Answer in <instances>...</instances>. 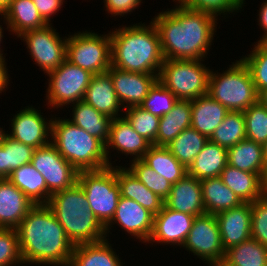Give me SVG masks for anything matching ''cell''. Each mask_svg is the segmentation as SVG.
I'll return each mask as SVG.
<instances>
[{
  "mask_svg": "<svg viewBox=\"0 0 267 266\" xmlns=\"http://www.w3.org/2000/svg\"><path fill=\"white\" fill-rule=\"evenodd\" d=\"M173 2L174 8L162 10L151 19L159 32L164 59L205 60L214 42L218 17Z\"/></svg>",
  "mask_w": 267,
  "mask_h": 266,
  "instance_id": "6da1fadb",
  "label": "cell"
},
{
  "mask_svg": "<svg viewBox=\"0 0 267 266\" xmlns=\"http://www.w3.org/2000/svg\"><path fill=\"white\" fill-rule=\"evenodd\" d=\"M16 230L24 266H69L74 244L47 204H36Z\"/></svg>",
  "mask_w": 267,
  "mask_h": 266,
  "instance_id": "7a4b0ae2",
  "label": "cell"
},
{
  "mask_svg": "<svg viewBox=\"0 0 267 266\" xmlns=\"http://www.w3.org/2000/svg\"><path fill=\"white\" fill-rule=\"evenodd\" d=\"M113 29L109 31L111 66L134 73H160L165 59L159 32L152 20L148 25L139 22Z\"/></svg>",
  "mask_w": 267,
  "mask_h": 266,
  "instance_id": "3957f363",
  "label": "cell"
},
{
  "mask_svg": "<svg viewBox=\"0 0 267 266\" xmlns=\"http://www.w3.org/2000/svg\"><path fill=\"white\" fill-rule=\"evenodd\" d=\"M47 205L74 245L94 243L106 238L105 228L90 210L85 193L78 183L52 194Z\"/></svg>",
  "mask_w": 267,
  "mask_h": 266,
  "instance_id": "277c9868",
  "label": "cell"
},
{
  "mask_svg": "<svg viewBox=\"0 0 267 266\" xmlns=\"http://www.w3.org/2000/svg\"><path fill=\"white\" fill-rule=\"evenodd\" d=\"M51 143L78 172L109 166L105 144L65 117L53 115Z\"/></svg>",
  "mask_w": 267,
  "mask_h": 266,
  "instance_id": "5b68a950",
  "label": "cell"
},
{
  "mask_svg": "<svg viewBox=\"0 0 267 266\" xmlns=\"http://www.w3.org/2000/svg\"><path fill=\"white\" fill-rule=\"evenodd\" d=\"M207 94L229 111L244 112L258 101L251 73L241 57L225 71L211 69Z\"/></svg>",
  "mask_w": 267,
  "mask_h": 266,
  "instance_id": "8992f818",
  "label": "cell"
},
{
  "mask_svg": "<svg viewBox=\"0 0 267 266\" xmlns=\"http://www.w3.org/2000/svg\"><path fill=\"white\" fill-rule=\"evenodd\" d=\"M204 61L164 60L158 81L178 100H195L208 93L211 69L205 65Z\"/></svg>",
  "mask_w": 267,
  "mask_h": 266,
  "instance_id": "52a82bcc",
  "label": "cell"
},
{
  "mask_svg": "<svg viewBox=\"0 0 267 266\" xmlns=\"http://www.w3.org/2000/svg\"><path fill=\"white\" fill-rule=\"evenodd\" d=\"M77 183L82 187L90 210L105 228L114 217L120 198L116 166L80 171Z\"/></svg>",
  "mask_w": 267,
  "mask_h": 266,
  "instance_id": "ba28073f",
  "label": "cell"
},
{
  "mask_svg": "<svg viewBox=\"0 0 267 266\" xmlns=\"http://www.w3.org/2000/svg\"><path fill=\"white\" fill-rule=\"evenodd\" d=\"M66 60L92 74L106 73L111 67L110 33L97 34L93 30L67 34Z\"/></svg>",
  "mask_w": 267,
  "mask_h": 266,
  "instance_id": "9c48e42d",
  "label": "cell"
},
{
  "mask_svg": "<svg viewBox=\"0 0 267 266\" xmlns=\"http://www.w3.org/2000/svg\"><path fill=\"white\" fill-rule=\"evenodd\" d=\"M46 105L48 108H69L70 104L83 101L86 89L92 79L90 71L65 60L58 68L46 74ZM50 106V107H49Z\"/></svg>",
  "mask_w": 267,
  "mask_h": 266,
  "instance_id": "30bf717a",
  "label": "cell"
},
{
  "mask_svg": "<svg viewBox=\"0 0 267 266\" xmlns=\"http://www.w3.org/2000/svg\"><path fill=\"white\" fill-rule=\"evenodd\" d=\"M56 31L52 24H47L18 37L25 42L29 57L45 75L58 68L66 60L67 37H61Z\"/></svg>",
  "mask_w": 267,
  "mask_h": 266,
  "instance_id": "8fae6325",
  "label": "cell"
},
{
  "mask_svg": "<svg viewBox=\"0 0 267 266\" xmlns=\"http://www.w3.org/2000/svg\"><path fill=\"white\" fill-rule=\"evenodd\" d=\"M206 264H221L225 256L216 215L195 216L191 230L182 246Z\"/></svg>",
  "mask_w": 267,
  "mask_h": 266,
  "instance_id": "7c38bea8",
  "label": "cell"
},
{
  "mask_svg": "<svg viewBox=\"0 0 267 266\" xmlns=\"http://www.w3.org/2000/svg\"><path fill=\"white\" fill-rule=\"evenodd\" d=\"M31 164L41 173L52 194L69 189L77 183L78 171L49 143L34 150Z\"/></svg>",
  "mask_w": 267,
  "mask_h": 266,
  "instance_id": "4fadbf2b",
  "label": "cell"
},
{
  "mask_svg": "<svg viewBox=\"0 0 267 266\" xmlns=\"http://www.w3.org/2000/svg\"><path fill=\"white\" fill-rule=\"evenodd\" d=\"M16 112L18 113L13 114L10 119L9 137L35 149L51 143L52 115L47 118L33 105L25 106Z\"/></svg>",
  "mask_w": 267,
  "mask_h": 266,
  "instance_id": "5bb4252c",
  "label": "cell"
},
{
  "mask_svg": "<svg viewBox=\"0 0 267 266\" xmlns=\"http://www.w3.org/2000/svg\"><path fill=\"white\" fill-rule=\"evenodd\" d=\"M113 225H118L123 232H126L124 234H129L131 238L134 237L139 242L147 245L153 232L154 214L136 201L120 196L114 217L105 227L107 239H109V234H112L110 230H114L111 228L115 227Z\"/></svg>",
  "mask_w": 267,
  "mask_h": 266,
  "instance_id": "9a60e30c",
  "label": "cell"
},
{
  "mask_svg": "<svg viewBox=\"0 0 267 266\" xmlns=\"http://www.w3.org/2000/svg\"><path fill=\"white\" fill-rule=\"evenodd\" d=\"M194 218L193 215L175 211L163 205L161 211L154 215L153 232L147 244L157 243L182 248Z\"/></svg>",
  "mask_w": 267,
  "mask_h": 266,
  "instance_id": "2e32d148",
  "label": "cell"
},
{
  "mask_svg": "<svg viewBox=\"0 0 267 266\" xmlns=\"http://www.w3.org/2000/svg\"><path fill=\"white\" fill-rule=\"evenodd\" d=\"M152 144L143 136L139 135L123 116L112 119L109 131V137L105 144L106 156L109 166H115V161L111 160V153L130 156L129 162L142 159ZM111 149V150H110ZM115 151H114V150ZM110 155V156H109ZM133 157V158H132ZM112 161V162H111Z\"/></svg>",
  "mask_w": 267,
  "mask_h": 266,
  "instance_id": "e0dca14e",
  "label": "cell"
},
{
  "mask_svg": "<svg viewBox=\"0 0 267 266\" xmlns=\"http://www.w3.org/2000/svg\"><path fill=\"white\" fill-rule=\"evenodd\" d=\"M107 73L111 76L117 98L123 110L140 106L150 89L158 81L159 74H143L123 71L111 66Z\"/></svg>",
  "mask_w": 267,
  "mask_h": 266,
  "instance_id": "ac0fdd59",
  "label": "cell"
},
{
  "mask_svg": "<svg viewBox=\"0 0 267 266\" xmlns=\"http://www.w3.org/2000/svg\"><path fill=\"white\" fill-rule=\"evenodd\" d=\"M216 219L225 250L251 238V203L220 212Z\"/></svg>",
  "mask_w": 267,
  "mask_h": 266,
  "instance_id": "d6986e66",
  "label": "cell"
},
{
  "mask_svg": "<svg viewBox=\"0 0 267 266\" xmlns=\"http://www.w3.org/2000/svg\"><path fill=\"white\" fill-rule=\"evenodd\" d=\"M164 205L169 209L193 216L205 214L200 180L187 173L175 184H172Z\"/></svg>",
  "mask_w": 267,
  "mask_h": 266,
  "instance_id": "ffe728a7",
  "label": "cell"
},
{
  "mask_svg": "<svg viewBox=\"0 0 267 266\" xmlns=\"http://www.w3.org/2000/svg\"><path fill=\"white\" fill-rule=\"evenodd\" d=\"M34 206L10 180L0 179V228L16 229Z\"/></svg>",
  "mask_w": 267,
  "mask_h": 266,
  "instance_id": "44dd1931",
  "label": "cell"
},
{
  "mask_svg": "<svg viewBox=\"0 0 267 266\" xmlns=\"http://www.w3.org/2000/svg\"><path fill=\"white\" fill-rule=\"evenodd\" d=\"M83 101L111 119L123 116V107L117 98L112 78L107 72L92 76Z\"/></svg>",
  "mask_w": 267,
  "mask_h": 266,
  "instance_id": "7402d4cb",
  "label": "cell"
},
{
  "mask_svg": "<svg viewBox=\"0 0 267 266\" xmlns=\"http://www.w3.org/2000/svg\"><path fill=\"white\" fill-rule=\"evenodd\" d=\"M220 178L243 203L254 202L266 194L265 181L256 173L242 171L227 164Z\"/></svg>",
  "mask_w": 267,
  "mask_h": 266,
  "instance_id": "603a6c76",
  "label": "cell"
},
{
  "mask_svg": "<svg viewBox=\"0 0 267 266\" xmlns=\"http://www.w3.org/2000/svg\"><path fill=\"white\" fill-rule=\"evenodd\" d=\"M109 240L74 245L69 266H123Z\"/></svg>",
  "mask_w": 267,
  "mask_h": 266,
  "instance_id": "cb8c5ba5",
  "label": "cell"
},
{
  "mask_svg": "<svg viewBox=\"0 0 267 266\" xmlns=\"http://www.w3.org/2000/svg\"><path fill=\"white\" fill-rule=\"evenodd\" d=\"M229 110L208 94L191 101V127L208 139L222 123Z\"/></svg>",
  "mask_w": 267,
  "mask_h": 266,
  "instance_id": "d4e9b609",
  "label": "cell"
},
{
  "mask_svg": "<svg viewBox=\"0 0 267 266\" xmlns=\"http://www.w3.org/2000/svg\"><path fill=\"white\" fill-rule=\"evenodd\" d=\"M126 166L116 164V180L120 195L136 201L154 215L158 214L164 201L139 181Z\"/></svg>",
  "mask_w": 267,
  "mask_h": 266,
  "instance_id": "484cf974",
  "label": "cell"
},
{
  "mask_svg": "<svg viewBox=\"0 0 267 266\" xmlns=\"http://www.w3.org/2000/svg\"><path fill=\"white\" fill-rule=\"evenodd\" d=\"M10 34L18 38L23 33L47 25L35 7L33 0H11L3 12ZM12 32V33H11Z\"/></svg>",
  "mask_w": 267,
  "mask_h": 266,
  "instance_id": "4316f807",
  "label": "cell"
},
{
  "mask_svg": "<svg viewBox=\"0 0 267 266\" xmlns=\"http://www.w3.org/2000/svg\"><path fill=\"white\" fill-rule=\"evenodd\" d=\"M227 156L228 165L256 173L265 181L267 169L263 157V145L246 138L228 148Z\"/></svg>",
  "mask_w": 267,
  "mask_h": 266,
  "instance_id": "83f0119b",
  "label": "cell"
},
{
  "mask_svg": "<svg viewBox=\"0 0 267 266\" xmlns=\"http://www.w3.org/2000/svg\"><path fill=\"white\" fill-rule=\"evenodd\" d=\"M228 164L227 149L208 140L202 151L195 157L188 167V174L204 180L220 177L221 172Z\"/></svg>",
  "mask_w": 267,
  "mask_h": 266,
  "instance_id": "f1b7e54d",
  "label": "cell"
},
{
  "mask_svg": "<svg viewBox=\"0 0 267 266\" xmlns=\"http://www.w3.org/2000/svg\"><path fill=\"white\" fill-rule=\"evenodd\" d=\"M68 120L74 125L84 129L88 134L100 139L106 144L112 119L97 111L84 101H78L70 105Z\"/></svg>",
  "mask_w": 267,
  "mask_h": 266,
  "instance_id": "f546056e",
  "label": "cell"
},
{
  "mask_svg": "<svg viewBox=\"0 0 267 266\" xmlns=\"http://www.w3.org/2000/svg\"><path fill=\"white\" fill-rule=\"evenodd\" d=\"M189 127H191V101L177 100L169 113L160 118L155 145L167 146Z\"/></svg>",
  "mask_w": 267,
  "mask_h": 266,
  "instance_id": "4dcf8cb0",
  "label": "cell"
},
{
  "mask_svg": "<svg viewBox=\"0 0 267 266\" xmlns=\"http://www.w3.org/2000/svg\"><path fill=\"white\" fill-rule=\"evenodd\" d=\"M204 208L207 214L220 212L240 206L243 202L231 191L220 177L200 181Z\"/></svg>",
  "mask_w": 267,
  "mask_h": 266,
  "instance_id": "1f68e13d",
  "label": "cell"
},
{
  "mask_svg": "<svg viewBox=\"0 0 267 266\" xmlns=\"http://www.w3.org/2000/svg\"><path fill=\"white\" fill-rule=\"evenodd\" d=\"M35 205L48 204L49 190L44 177L29 163L15 169L7 178Z\"/></svg>",
  "mask_w": 267,
  "mask_h": 266,
  "instance_id": "d6a6232c",
  "label": "cell"
},
{
  "mask_svg": "<svg viewBox=\"0 0 267 266\" xmlns=\"http://www.w3.org/2000/svg\"><path fill=\"white\" fill-rule=\"evenodd\" d=\"M141 160L171 184H175L188 173V169L166 146L151 145Z\"/></svg>",
  "mask_w": 267,
  "mask_h": 266,
  "instance_id": "836d02e7",
  "label": "cell"
},
{
  "mask_svg": "<svg viewBox=\"0 0 267 266\" xmlns=\"http://www.w3.org/2000/svg\"><path fill=\"white\" fill-rule=\"evenodd\" d=\"M221 266H267V247L251 237L225 250Z\"/></svg>",
  "mask_w": 267,
  "mask_h": 266,
  "instance_id": "e575fe53",
  "label": "cell"
},
{
  "mask_svg": "<svg viewBox=\"0 0 267 266\" xmlns=\"http://www.w3.org/2000/svg\"><path fill=\"white\" fill-rule=\"evenodd\" d=\"M209 139L192 127L184 129L166 147L187 169Z\"/></svg>",
  "mask_w": 267,
  "mask_h": 266,
  "instance_id": "d590c367",
  "label": "cell"
},
{
  "mask_svg": "<svg viewBox=\"0 0 267 266\" xmlns=\"http://www.w3.org/2000/svg\"><path fill=\"white\" fill-rule=\"evenodd\" d=\"M35 148L8 137L0 146V179L8 178L22 165L31 163Z\"/></svg>",
  "mask_w": 267,
  "mask_h": 266,
  "instance_id": "8d00e7d4",
  "label": "cell"
},
{
  "mask_svg": "<svg viewBox=\"0 0 267 266\" xmlns=\"http://www.w3.org/2000/svg\"><path fill=\"white\" fill-rule=\"evenodd\" d=\"M246 138V125L243 112L229 111L222 123L214 130L209 140L228 149Z\"/></svg>",
  "mask_w": 267,
  "mask_h": 266,
  "instance_id": "74e56055",
  "label": "cell"
},
{
  "mask_svg": "<svg viewBox=\"0 0 267 266\" xmlns=\"http://www.w3.org/2000/svg\"><path fill=\"white\" fill-rule=\"evenodd\" d=\"M252 51L241 56L243 62L247 65L254 85L259 94L267 90V44L265 42H254Z\"/></svg>",
  "mask_w": 267,
  "mask_h": 266,
  "instance_id": "f35d334b",
  "label": "cell"
},
{
  "mask_svg": "<svg viewBox=\"0 0 267 266\" xmlns=\"http://www.w3.org/2000/svg\"><path fill=\"white\" fill-rule=\"evenodd\" d=\"M129 164V165H128ZM128 169L141 181L149 190L165 201L170 193L172 184L160 176L141 159L127 163Z\"/></svg>",
  "mask_w": 267,
  "mask_h": 266,
  "instance_id": "ab89813d",
  "label": "cell"
},
{
  "mask_svg": "<svg viewBox=\"0 0 267 266\" xmlns=\"http://www.w3.org/2000/svg\"><path fill=\"white\" fill-rule=\"evenodd\" d=\"M124 117L132 128L152 145L157 138L160 117L149 113L140 106L129 107L124 110Z\"/></svg>",
  "mask_w": 267,
  "mask_h": 266,
  "instance_id": "60d3db41",
  "label": "cell"
},
{
  "mask_svg": "<svg viewBox=\"0 0 267 266\" xmlns=\"http://www.w3.org/2000/svg\"><path fill=\"white\" fill-rule=\"evenodd\" d=\"M246 137L260 145L267 141V108L259 101L244 112Z\"/></svg>",
  "mask_w": 267,
  "mask_h": 266,
  "instance_id": "b9f144b4",
  "label": "cell"
},
{
  "mask_svg": "<svg viewBox=\"0 0 267 266\" xmlns=\"http://www.w3.org/2000/svg\"><path fill=\"white\" fill-rule=\"evenodd\" d=\"M177 98L159 81L150 89L140 107L149 113L162 117L169 113Z\"/></svg>",
  "mask_w": 267,
  "mask_h": 266,
  "instance_id": "7bdbcfd3",
  "label": "cell"
},
{
  "mask_svg": "<svg viewBox=\"0 0 267 266\" xmlns=\"http://www.w3.org/2000/svg\"><path fill=\"white\" fill-rule=\"evenodd\" d=\"M181 4L196 10L206 11L216 15L219 20L229 18L228 14L241 13L245 6V0H177ZM222 15V16H221Z\"/></svg>",
  "mask_w": 267,
  "mask_h": 266,
  "instance_id": "ee69618b",
  "label": "cell"
},
{
  "mask_svg": "<svg viewBox=\"0 0 267 266\" xmlns=\"http://www.w3.org/2000/svg\"><path fill=\"white\" fill-rule=\"evenodd\" d=\"M24 266L18 241V232L12 228H0V266Z\"/></svg>",
  "mask_w": 267,
  "mask_h": 266,
  "instance_id": "f6af8a7d",
  "label": "cell"
},
{
  "mask_svg": "<svg viewBox=\"0 0 267 266\" xmlns=\"http://www.w3.org/2000/svg\"><path fill=\"white\" fill-rule=\"evenodd\" d=\"M251 237L267 247V194L251 202Z\"/></svg>",
  "mask_w": 267,
  "mask_h": 266,
  "instance_id": "bcb514c9",
  "label": "cell"
},
{
  "mask_svg": "<svg viewBox=\"0 0 267 266\" xmlns=\"http://www.w3.org/2000/svg\"><path fill=\"white\" fill-rule=\"evenodd\" d=\"M104 10L110 17H123L133 13L143 3L142 0H103Z\"/></svg>",
  "mask_w": 267,
  "mask_h": 266,
  "instance_id": "7dc6e473",
  "label": "cell"
},
{
  "mask_svg": "<svg viewBox=\"0 0 267 266\" xmlns=\"http://www.w3.org/2000/svg\"><path fill=\"white\" fill-rule=\"evenodd\" d=\"M35 7L38 9L39 14L47 24L51 23V18L61 11L64 0H33Z\"/></svg>",
  "mask_w": 267,
  "mask_h": 266,
  "instance_id": "c3c4849f",
  "label": "cell"
},
{
  "mask_svg": "<svg viewBox=\"0 0 267 266\" xmlns=\"http://www.w3.org/2000/svg\"><path fill=\"white\" fill-rule=\"evenodd\" d=\"M258 14H257V23L260 27V30L264 31L262 33V36H260V39L257 40V42H265L267 40V0H263L261 3Z\"/></svg>",
  "mask_w": 267,
  "mask_h": 266,
  "instance_id": "681fc988",
  "label": "cell"
},
{
  "mask_svg": "<svg viewBox=\"0 0 267 266\" xmlns=\"http://www.w3.org/2000/svg\"><path fill=\"white\" fill-rule=\"evenodd\" d=\"M6 57H0V94L4 91L6 93V89H9L8 86L10 84V74L8 72L7 67V59ZM7 67V68H6Z\"/></svg>",
  "mask_w": 267,
  "mask_h": 266,
  "instance_id": "f907efd6",
  "label": "cell"
},
{
  "mask_svg": "<svg viewBox=\"0 0 267 266\" xmlns=\"http://www.w3.org/2000/svg\"><path fill=\"white\" fill-rule=\"evenodd\" d=\"M0 17H1L0 19L3 21V24H5V27H6L5 29H7V31H9L8 30V25H7L5 16H4V13L0 12ZM0 24H2V23L0 22ZM2 26L3 25H0V57H6L5 56L6 53L4 54V50H2V46H1V44H3L2 41H3V37H4V30H3L4 28Z\"/></svg>",
  "mask_w": 267,
  "mask_h": 266,
  "instance_id": "816d5d0a",
  "label": "cell"
},
{
  "mask_svg": "<svg viewBox=\"0 0 267 266\" xmlns=\"http://www.w3.org/2000/svg\"><path fill=\"white\" fill-rule=\"evenodd\" d=\"M258 101L267 108V90H263L258 94Z\"/></svg>",
  "mask_w": 267,
  "mask_h": 266,
  "instance_id": "f5cc1de1",
  "label": "cell"
},
{
  "mask_svg": "<svg viewBox=\"0 0 267 266\" xmlns=\"http://www.w3.org/2000/svg\"><path fill=\"white\" fill-rule=\"evenodd\" d=\"M3 126L1 128L0 126V146L7 140V138L9 137V132L8 130L5 131V129L3 130Z\"/></svg>",
  "mask_w": 267,
  "mask_h": 266,
  "instance_id": "db71d44e",
  "label": "cell"
},
{
  "mask_svg": "<svg viewBox=\"0 0 267 266\" xmlns=\"http://www.w3.org/2000/svg\"><path fill=\"white\" fill-rule=\"evenodd\" d=\"M10 2L11 0H0V12L3 13L8 8Z\"/></svg>",
  "mask_w": 267,
  "mask_h": 266,
  "instance_id": "11a10c76",
  "label": "cell"
},
{
  "mask_svg": "<svg viewBox=\"0 0 267 266\" xmlns=\"http://www.w3.org/2000/svg\"><path fill=\"white\" fill-rule=\"evenodd\" d=\"M263 157L267 169V141L263 144Z\"/></svg>",
  "mask_w": 267,
  "mask_h": 266,
  "instance_id": "9f6ffc18",
  "label": "cell"
},
{
  "mask_svg": "<svg viewBox=\"0 0 267 266\" xmlns=\"http://www.w3.org/2000/svg\"><path fill=\"white\" fill-rule=\"evenodd\" d=\"M265 193L267 194V175H266V179H265Z\"/></svg>",
  "mask_w": 267,
  "mask_h": 266,
  "instance_id": "6f0895ef",
  "label": "cell"
},
{
  "mask_svg": "<svg viewBox=\"0 0 267 266\" xmlns=\"http://www.w3.org/2000/svg\"><path fill=\"white\" fill-rule=\"evenodd\" d=\"M207 266H221V264H207Z\"/></svg>",
  "mask_w": 267,
  "mask_h": 266,
  "instance_id": "680465c9",
  "label": "cell"
}]
</instances>
